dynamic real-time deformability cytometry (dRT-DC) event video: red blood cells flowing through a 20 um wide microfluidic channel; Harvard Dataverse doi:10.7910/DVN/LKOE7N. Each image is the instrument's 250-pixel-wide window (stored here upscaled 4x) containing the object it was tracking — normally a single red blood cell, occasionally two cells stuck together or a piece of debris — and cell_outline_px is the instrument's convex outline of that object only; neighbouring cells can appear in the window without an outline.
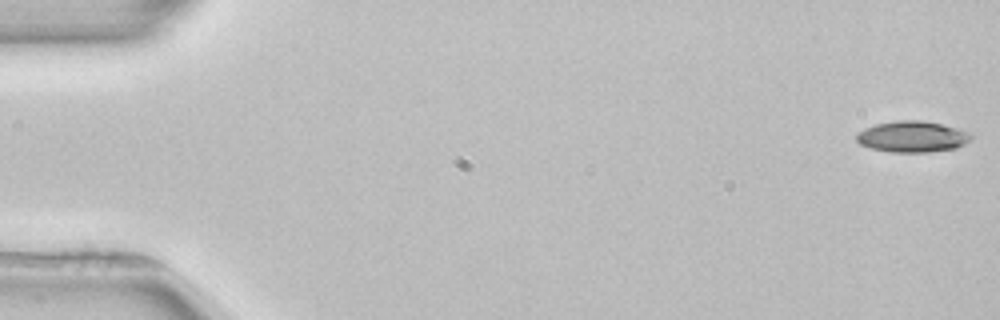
{"species": "common noctule bat (a hibernating species)", "species_latin": "Nyctalus noctula", "temperature_condition": "room temperature", "stored_images_in_passage": 53, "camera_frame_rate_fps": 3000, "um_per_image_px": 0.085, "animal": {"sex": "female", "body_mass_g": 22.7, "forearm_length_mm": 54.2}, "frame": {"image": 1, "passage_image": 1, "time_ms": 0.0, "image_size_px": [1000, 320], "cell_outline_px": [[972, 136], [964, 144], [956, 148], [928, 152], [888, 152], [872, 148], [860, 144], [856, 140], [856, 132], [864, 128], [876, 124], [896, 120], [920, 120], [940, 124], [956, 128], [968, 132]], "centroid_in_image_um": [77.49, 11.61], "position_along_channel_um": 7.5, "area_um2": 20.69}}
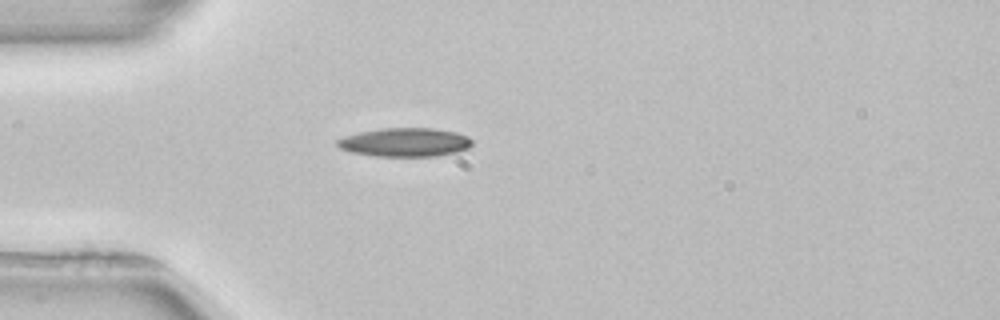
{"frame": {"image": 2, "passage_image": 15, "time_ms": 4.667, "image_size_px": [1000, 320], "cell_outline_px": [[472, 144], [468, 148], [456, 152], [436, 156], [376, 156], [352, 152], [340, 148], [336, 144], [336, 140], [344, 136], [360, 132], [384, 128], [432, 128], [456, 132], [468, 136], [472, 140]], "centroid_in_image_um": [34.43, 12.09], "position_along_channel_um": 50.6, "area_um2": 22.48}}
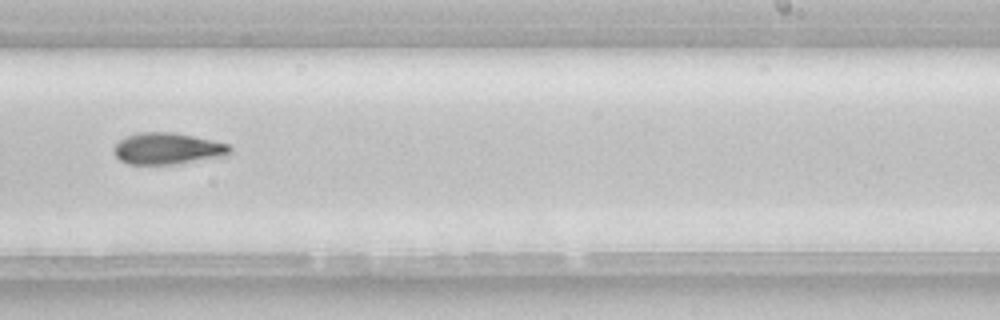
{"frame": {"image": 3, "passage_image": 33, "time_ms": 10.667, "image_size_px": [1000, 320], "cell_outline_px": [[232, 152], [228, 156], [180, 164], [128, 164], [120, 160], [112, 152], [112, 148], [120, 140], [128, 136], [140, 132], [176, 132], [212, 140], [228, 144], [232, 148]], "centroid_in_image_um": [14.28, 12.64], "position_along_channel_um": 274.7, "area_um2": 21.68}, "authors_computed_cell_mechanics": {"area_um2": 21.0392, "velocity_mm_per_s": 3.9448, "shape_relaxation_time_tau1_ms": 5.465, "shape_relaxation_time_tau2_ms": null, "deformation_change_tau1": 0.1545, "deformation_change_tau2": null}}